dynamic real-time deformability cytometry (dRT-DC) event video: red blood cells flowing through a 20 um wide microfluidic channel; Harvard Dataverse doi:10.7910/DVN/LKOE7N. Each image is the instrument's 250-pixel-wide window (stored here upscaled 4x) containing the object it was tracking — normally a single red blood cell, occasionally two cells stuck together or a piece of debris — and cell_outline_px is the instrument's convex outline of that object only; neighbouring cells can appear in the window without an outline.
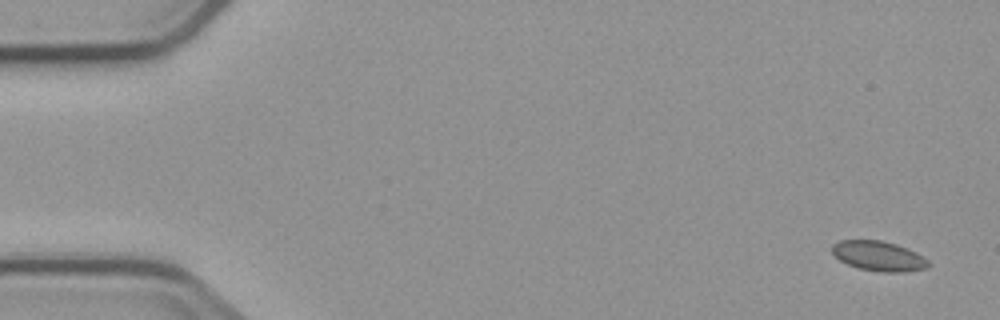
{"species": "common noctule bat (a hibernating species)", "species_latin": "Nyctalus noctula", "temperature_condition": "cold", "stored_images_in_passage": 4, "camera_frame_rate_fps": 3000, "um_per_image_px": 0.085, "animal": {"sex": "male", "body_mass_g": 23.1, "forearm_length_mm": 52.7}, "frame": {"image": 1, "passage_image": 1, "time_ms": 0.0, "image_size_px": [1000, 320], "cell_outline_px": [[932, 264], [924, 268], [904, 272], [880, 272], [860, 268], [848, 264], [840, 260], [832, 252], [832, 244], [840, 240], [880, 240], [896, 244], [908, 248], [924, 256]], "centroid_in_image_um": [74.71, 21.75], "position_along_channel_um": 10.3, "area_um2": 16.76}}